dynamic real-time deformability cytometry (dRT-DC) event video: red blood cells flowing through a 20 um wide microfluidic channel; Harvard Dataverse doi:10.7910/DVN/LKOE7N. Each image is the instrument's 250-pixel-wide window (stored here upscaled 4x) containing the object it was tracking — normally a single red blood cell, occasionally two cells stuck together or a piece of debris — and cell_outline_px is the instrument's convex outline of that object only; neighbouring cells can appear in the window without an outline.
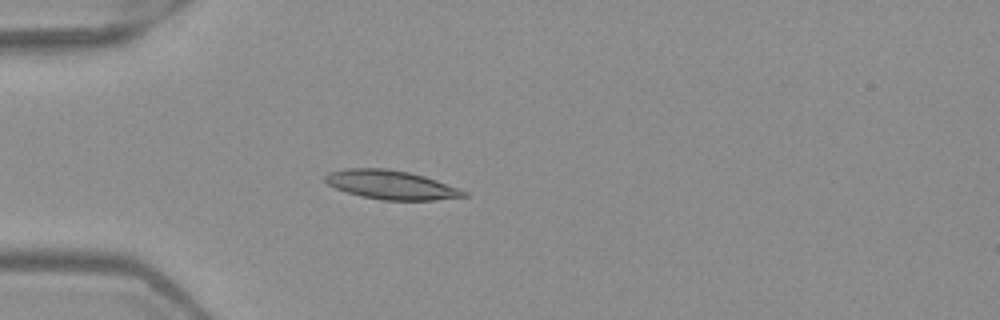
{"species": "Egyptian fruit bat (a non-hibernating species)", "species_latin": "Rousettus aegyptiacus", "temperature_condition": "warm", "stored_images_in_passage": 4, "camera_frame_rate_fps": 3000, "um_per_image_px": 0.085, "frame": {"image": 1, "passage_image": 4, "time_ms": 1.0, "image_size_px": [1000, 320], "cell_outline_px": [[468, 196], [436, 200], [380, 200], [360, 196], [336, 188], [328, 184], [324, 180], [324, 176], [328, 172], [344, 168], [384, 168], [408, 172], [424, 176], [460, 188], [468, 192]], "centroid_in_image_um": [33.24, 15.71], "position_along_channel_um": 51.8, "area_um2": 23.47}}